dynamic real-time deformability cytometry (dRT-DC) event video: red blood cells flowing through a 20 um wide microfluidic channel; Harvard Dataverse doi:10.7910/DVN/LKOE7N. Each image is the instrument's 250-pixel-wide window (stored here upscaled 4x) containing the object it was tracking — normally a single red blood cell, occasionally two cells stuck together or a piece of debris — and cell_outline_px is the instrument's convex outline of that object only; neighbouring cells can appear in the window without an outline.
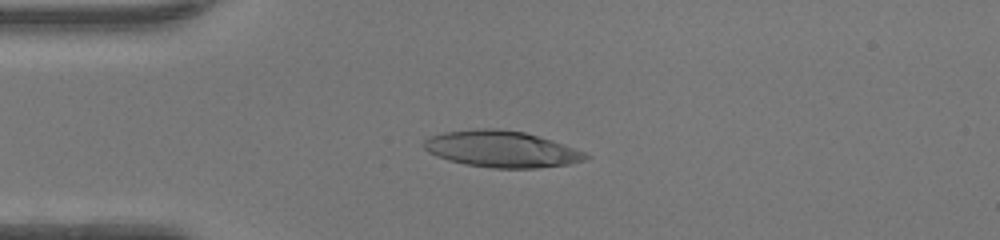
{"species": "human", "species_latin": "Homo sapiens", "temperature_condition": "warm", "stored_images_in_passage": 46, "camera_frame_rate_fps": 3000, "um_per_image_px": 0.085, "donor": {"sex": "female"}, "frame": {"image": 1, "passage_image": 11, "time_ms": 3.333, "image_size_px": [1000, 240], "cell_outline_px": [[592, 156], [584, 160], [568, 164], [536, 168], [492, 168], [464, 164], [448, 160], [436, 156], [428, 152], [424, 148], [424, 140], [428, 136], [444, 132], [476, 128], [496, 128], [524, 132], [552, 140], [584, 152]], "centroid_in_image_um": [42.59, 12.67], "position_along_channel_um": 42.4, "area_um2": 34.39}}
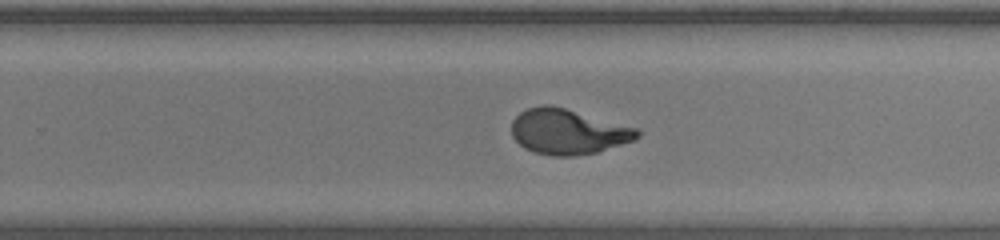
{"frame": {"image": 2, "passage_image": 29, "time_ms": 9.333, "image_size_px": [1000, 240], "cell_outline_px": [[640, 136], [636, 140], [596, 152], [576, 156], [552, 156], [536, 152], [524, 148], [512, 136], [512, 120], [520, 112], [528, 108], [544, 104], [552, 104], [640, 128]], "centroid_in_image_um": [48.32, 11.18], "position_along_channel_um": 281.5, "area_um2": 33.52}}
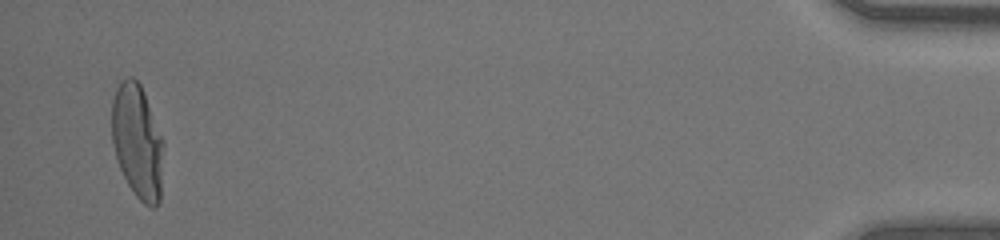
{"frame": {"image": 3, "passage_image": 45, "time_ms": 14.667, "image_size_px": [1000, 240], "cell_outline_px": [[164, 144], [160, 200], [156, 208], [152, 208], [144, 204], [136, 196], [128, 184], [120, 168], [112, 144], [112, 100], [116, 88], [120, 80], [128, 76], [132, 76], [140, 84], [144, 92], [164, 140]], "centroid_in_image_um": [11.69, 12.02], "position_along_channel_um": 423.5, "area_um2": 34.74}, "authors_computed_cell_mechanics": {"area_um2": 33.6396, "velocity_mm_per_s": 4.369, "shape_relaxation_time_tau1_ms": 7.1286, "shape_relaxation_time_tau2_ms": null, "deformation_change_tau1": 0.3518, "deformation_change_tau2": null}}